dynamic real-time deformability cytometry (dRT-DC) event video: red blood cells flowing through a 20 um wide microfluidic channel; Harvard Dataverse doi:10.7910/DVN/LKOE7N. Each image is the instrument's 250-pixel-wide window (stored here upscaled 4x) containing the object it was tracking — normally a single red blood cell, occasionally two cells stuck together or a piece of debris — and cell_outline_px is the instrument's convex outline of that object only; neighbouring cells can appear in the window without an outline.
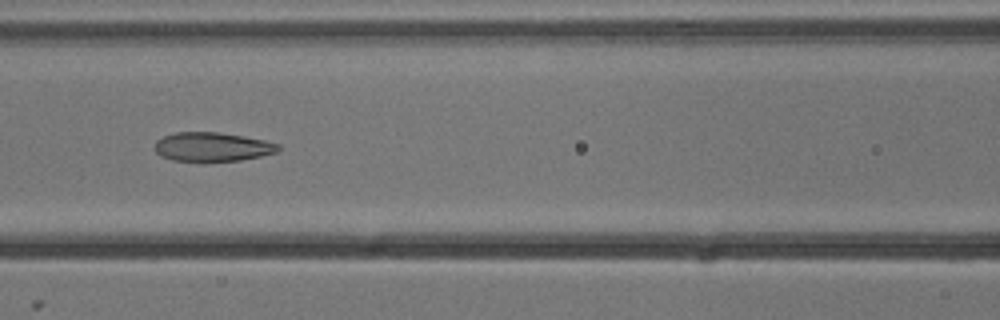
{"species": "common noctule bat (a hibernating species)", "species_latin": "Nyctalus noctula", "temperature_condition": "cold", "stored_images_in_passage": 8, "camera_frame_rate_fps": 3000, "um_per_image_px": 0.085, "animal": {"sex": "male", "body_mass_g": 13.3}, "frame": {"image": 1, "passage_image": 7, "time_ms": 2.0, "image_size_px": [1000, 320], "cell_outline_px": [[280, 148], [276, 152], [260, 156], [240, 160], [172, 160], [160, 156], [156, 152], [156, 140], [164, 136], [176, 132], [216, 132], [244, 136], [264, 140], [280, 144]], "centroid_in_image_um": [18.05, 12.46], "position_along_channel_um": 148.6, "area_um2": 20.52}}
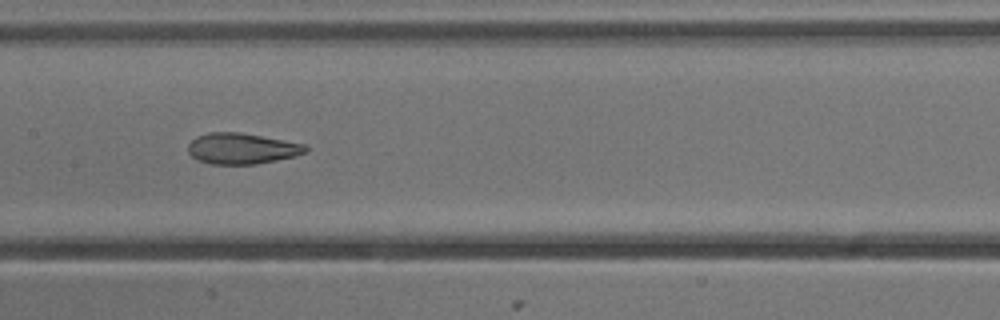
{"frame": {"image": 2, "passage_image": 8, "time_ms": 2.333, "image_size_px": [1000, 320], "cell_outline_px": [[308, 152], [296, 156], [256, 164], [208, 164], [196, 160], [188, 152], [188, 144], [196, 136], [208, 132], [240, 132], [308, 144]], "centroid_in_image_um": [20.57, 12.62], "position_along_channel_um": 186.8, "area_um2": 21.5}}